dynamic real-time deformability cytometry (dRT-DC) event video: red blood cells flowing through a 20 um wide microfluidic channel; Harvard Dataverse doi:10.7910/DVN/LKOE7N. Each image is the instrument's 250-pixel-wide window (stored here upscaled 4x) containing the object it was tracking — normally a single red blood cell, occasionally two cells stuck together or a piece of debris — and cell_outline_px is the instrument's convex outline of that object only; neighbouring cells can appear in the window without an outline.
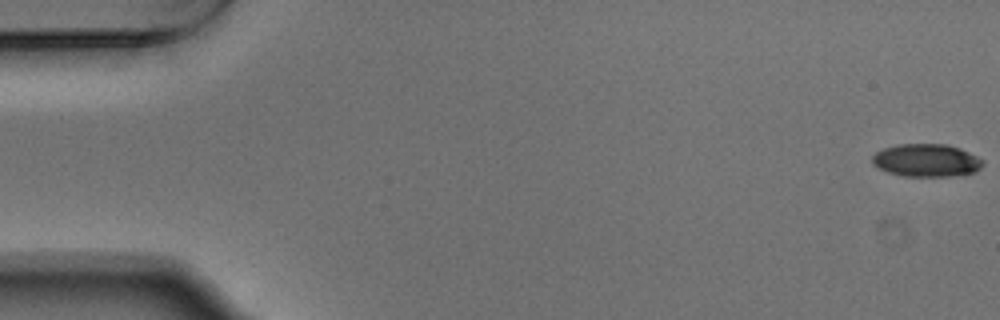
{"species": "Egyptian fruit bat (a non-hibernating species)", "species_latin": "Rousettus aegyptiacus", "temperature_condition": "warm", "stored_images_in_passage": 54, "camera_frame_rate_fps": 3000, "um_per_image_px": 0.085, "animal": {"sex": "male"}, "frame": {"image": 1, "passage_image": 1, "time_ms": 0.0, "image_size_px": [1000, 320], "cell_outline_px": [[984, 164], [976, 172], [948, 176], [904, 176], [888, 172], [872, 164], [872, 156], [876, 152], [884, 148], [900, 144], [948, 144], [960, 148], [984, 160]], "centroid_in_image_um": [78.76, 13.62], "position_along_channel_um": 6.2, "area_um2": 21.1}}
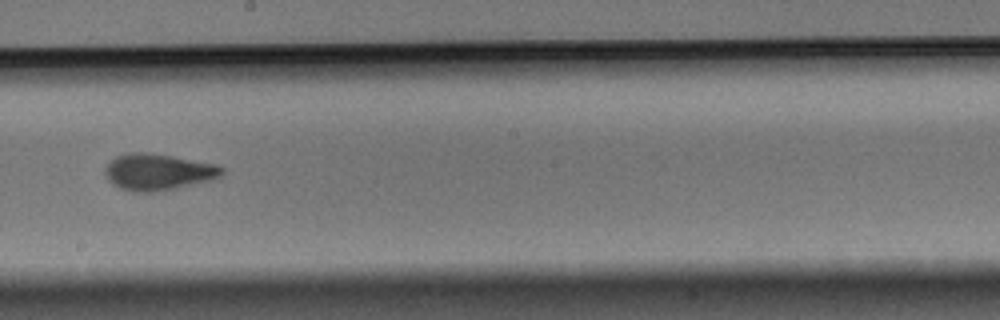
{"frame": {"image": 2, "passage_image": 31, "time_ms": 10.0, "image_size_px": [1000, 320], "cell_outline_px": [[224, 172], [220, 176], [212, 180], [176, 188], [152, 192], [132, 192], [120, 188], [112, 184], [108, 180], [104, 172], [104, 168], [116, 156], [132, 152], [148, 152], [172, 156], [216, 164], [224, 168]], "centroid_in_image_um": [13.43, 14.62], "position_along_channel_um": 234.8, "area_um2": 24.85}}
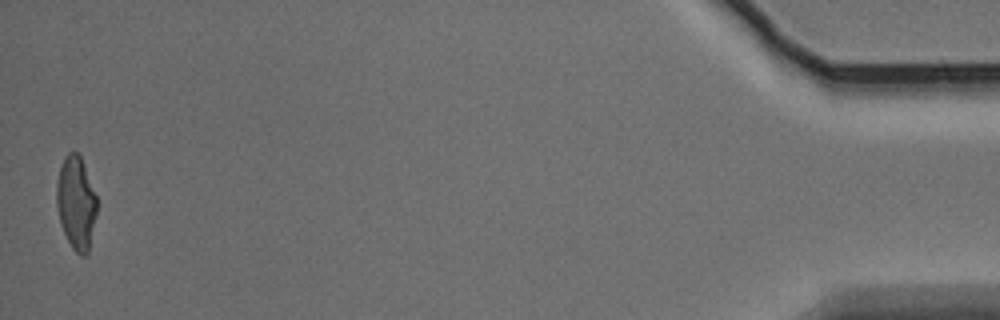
{"frame": {"image": 3, "passage_image": 54, "time_ms": 17.667, "image_size_px": [1000, 320], "cell_outline_px": [[96, 216], [88, 252], [84, 256], [80, 256], [72, 248], [60, 224], [56, 204], [56, 184], [60, 168], [64, 156], [68, 152], [80, 152], [96, 196]], "centroid_in_image_um": [6.46, 17.21], "position_along_channel_um": 428.7, "area_um2": 21.96}, "authors_computed_cell_mechanics": {"area_um2": 22.9177, "velocity_mm_per_s": 3.7443, "shape_relaxation_time_tau1_ms": 4.0855, "shape_relaxation_time_tau2_ms": 1.68, "deformation_change_tau1": 0.1474, "deformation_change_tau2": 0.0866}}